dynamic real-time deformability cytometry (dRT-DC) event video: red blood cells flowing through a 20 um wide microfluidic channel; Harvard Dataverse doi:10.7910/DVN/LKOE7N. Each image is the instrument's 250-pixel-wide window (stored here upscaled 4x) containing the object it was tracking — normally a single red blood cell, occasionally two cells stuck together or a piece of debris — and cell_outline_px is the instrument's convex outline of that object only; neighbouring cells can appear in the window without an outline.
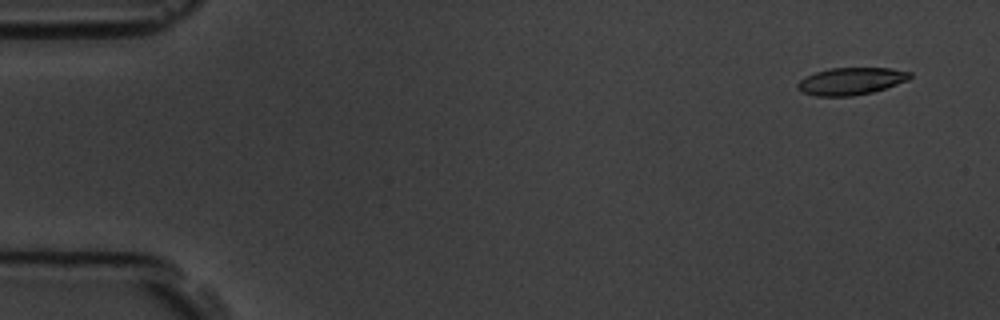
{"species": "common noctule bat (a hibernating species)", "species_latin": "Nyctalus noctula", "temperature_condition": "room temperature", "stored_images_in_passage": 5, "camera_frame_rate_fps": 3000, "um_per_image_px": 0.085, "animal": {"sex": "male", "body_mass_g": 19.5, "forearm_length_mm": 54.6}, "frame": {"image": 1, "passage_image": 1, "time_ms": 0.0, "image_size_px": [1000, 320], "cell_outline_px": [[912, 76], [908, 80], [872, 92], [852, 96], [816, 96], [800, 92], [796, 88], [796, 84], [804, 76], [828, 68], [888, 68], [912, 72]], "centroid_in_image_um": [72.28, 6.9], "position_along_channel_um": 12.7, "area_um2": 17.92}}
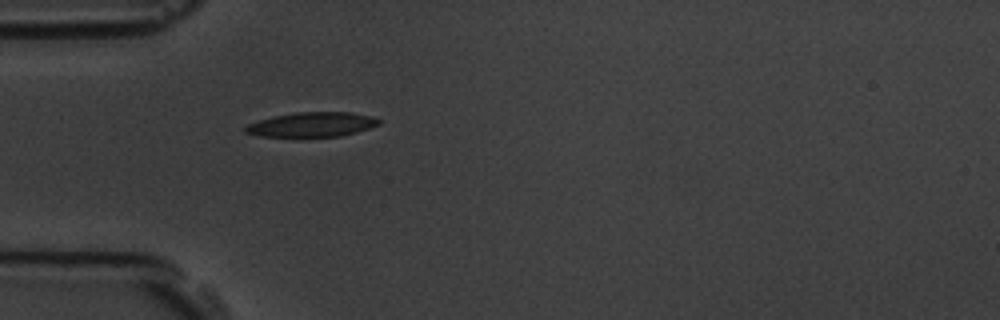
{"frame": {"image": 2, "passage_image": 5, "time_ms": 4.333, "image_size_px": [1000, 320], "cell_outline_px": [[380, 124], [356, 132], [340, 136], [260, 136], [244, 132], [244, 128], [248, 124], [272, 116], [296, 112], [348, 112], [372, 116], [380, 120]], "centroid_in_image_um": [26.51, 10.57], "position_along_channel_um": 58.5, "area_um2": 18.9}}